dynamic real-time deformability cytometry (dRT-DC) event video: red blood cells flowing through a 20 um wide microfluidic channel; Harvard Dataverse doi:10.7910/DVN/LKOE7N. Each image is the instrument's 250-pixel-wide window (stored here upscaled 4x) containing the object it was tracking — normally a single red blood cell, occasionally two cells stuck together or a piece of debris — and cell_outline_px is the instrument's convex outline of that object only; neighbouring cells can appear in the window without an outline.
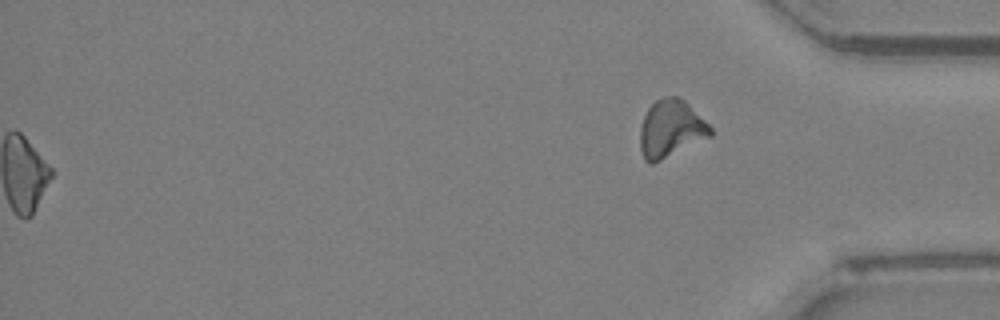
{"species": "Egyptian fruit bat (a non-hibernating species)", "species_latin": "Rousettus aegyptiacus", "temperature_condition": "room temperature", "stored_images_in_passage": 52, "segment_of_instrument_passage": [2, 2], "camera_frame_rate_fps": 3000, "um_per_image_px": 0.085, "animal": {"sex": "female"}, "frame": {"image": 1, "passage_image": 52, "time_ms": 17.0, "image_size_px": [1000, 320], "cell_outline_px": [[712, 136], [652, 164], [648, 164], [644, 160], [640, 148], [640, 128], [644, 116], [648, 108], [656, 100], [664, 96], [680, 96], [712, 128]], "centroid_in_image_um": [57.0, 10.95], "position_along_channel_um": 378.2, "area_um2": 23.47}}